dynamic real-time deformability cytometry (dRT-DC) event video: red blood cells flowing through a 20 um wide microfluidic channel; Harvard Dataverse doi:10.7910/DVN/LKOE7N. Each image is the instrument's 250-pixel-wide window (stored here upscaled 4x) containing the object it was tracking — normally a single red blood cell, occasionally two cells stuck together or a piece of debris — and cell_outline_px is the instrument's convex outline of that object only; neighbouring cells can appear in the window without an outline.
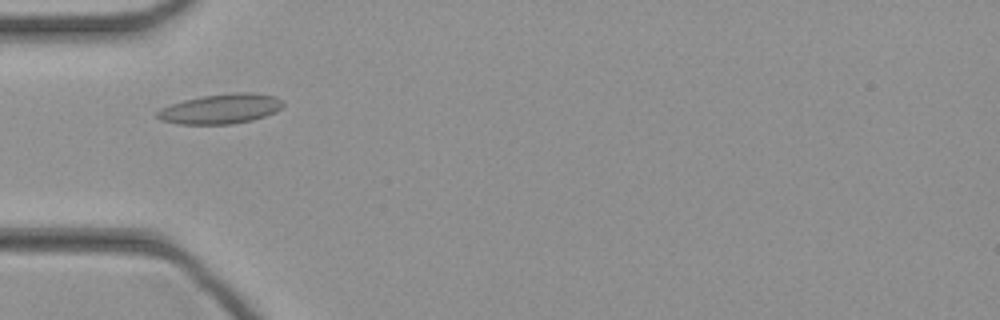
{"species": "common noctule bat (a hibernating species)", "species_latin": "Nyctalus noctula", "temperature_condition": "cold", "stored_images_in_passage": 43, "camera_frame_rate_fps": 3000, "um_per_image_px": 0.085, "animal": {"sex": "female", "body_mass_g": 21.9}, "frame": {"image": 1, "passage_image": 12, "time_ms": 3.667, "image_size_px": [1000, 320], "cell_outline_px": [[284, 104], [276, 112], [252, 120], [232, 124], [176, 124], [160, 120], [156, 116], [156, 112], [160, 108], [184, 100], [204, 96], [232, 92], [252, 92], [276, 96], [284, 100]], "centroid_in_image_um": [18.78, 9.25], "position_along_channel_um": 66.2, "area_um2": 22.02}}
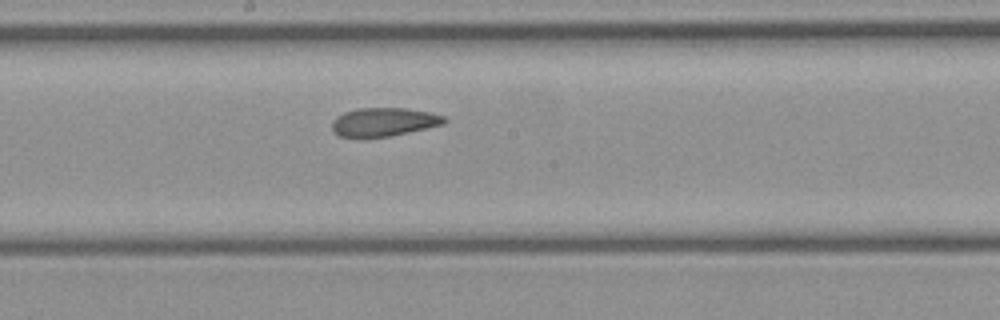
{"frame": {"image": 2, "passage_image": 22, "time_ms": 7.0, "image_size_px": [1000, 320], "cell_outline_px": [[448, 120], [444, 124], [392, 136], [364, 140], [356, 140], [340, 136], [332, 128], [332, 120], [336, 116], [344, 112], [360, 108], [408, 108], [428, 112], [444, 116]], "centroid_in_image_um": [32.58, 10.41], "position_along_channel_um": 215.6, "area_um2": 19.31}}
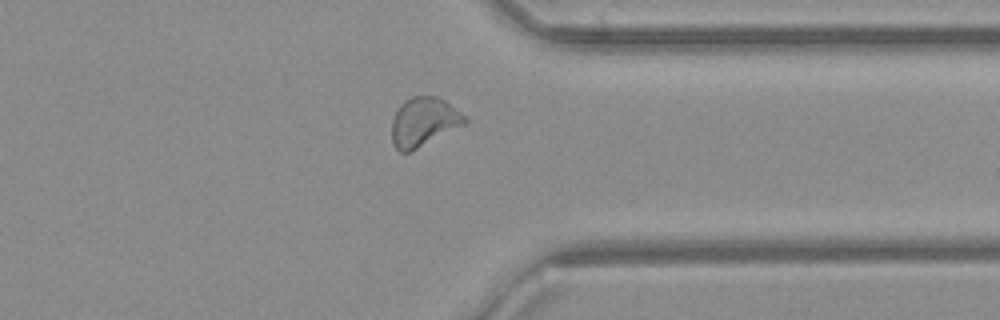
{"frame": {"image": 3, "passage_image": 33, "time_ms": 10.667, "image_size_px": [1000, 320], "cell_outline_px": [[468, 120], [464, 124], [408, 152], [400, 152], [392, 144], [392, 120], [400, 104], [404, 100], [412, 96], [440, 96], [460, 112]], "centroid_in_image_um": [35.98, 10.33], "position_along_channel_um": 375.4, "area_um2": 20.46}}